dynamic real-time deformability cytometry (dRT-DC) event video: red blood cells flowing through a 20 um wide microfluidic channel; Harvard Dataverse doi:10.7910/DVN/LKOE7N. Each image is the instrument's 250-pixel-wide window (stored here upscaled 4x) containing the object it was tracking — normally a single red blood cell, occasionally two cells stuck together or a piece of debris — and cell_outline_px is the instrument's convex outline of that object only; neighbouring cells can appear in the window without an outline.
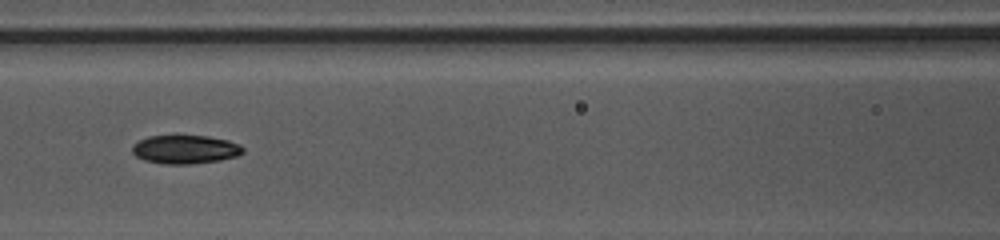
{"species": "common noctule bat (a hibernating species)", "species_latin": "Nyctalus noctula", "temperature_condition": "warm", "stored_images_in_passage": 15, "camera_frame_rate_fps": 3000, "um_per_image_px": 0.085, "animal": {"sex": "female", "body_mass_g": 10.0, "forearm_length_mm": 53.1}, "frame": {"image": 1, "passage_image": 9, "time_ms": 2.667, "image_size_px": [1000, 240], "cell_outline_px": [[244, 152], [236, 156], [220, 160], [188, 164], [164, 164], [144, 160], [136, 156], [132, 152], [132, 144], [148, 136], [208, 136], [228, 140], [240, 144], [244, 148]], "centroid_in_image_um": [15.74, 12.7], "position_along_channel_um": 150.9, "area_um2": 18.44}}